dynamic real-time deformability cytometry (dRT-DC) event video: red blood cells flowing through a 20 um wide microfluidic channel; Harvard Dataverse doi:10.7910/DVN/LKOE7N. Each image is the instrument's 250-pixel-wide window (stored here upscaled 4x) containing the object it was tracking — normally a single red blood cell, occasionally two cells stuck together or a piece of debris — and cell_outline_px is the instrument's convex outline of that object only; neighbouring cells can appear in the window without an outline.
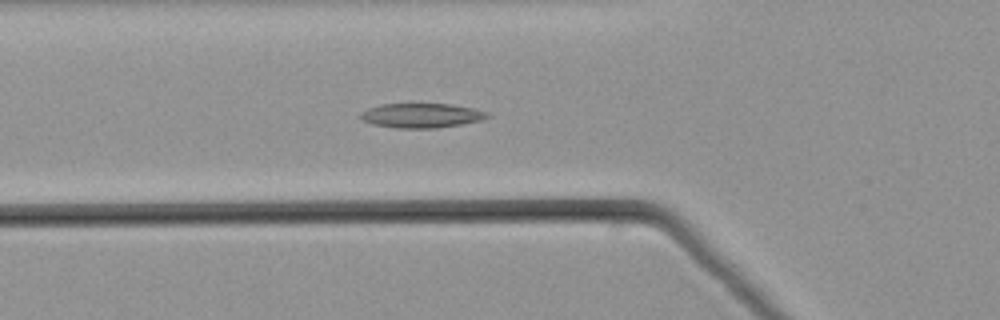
{"species": "common noctule bat (a hibernating species)", "species_latin": "Nyctalus noctula", "temperature_condition": "warm", "stored_images_in_passage": 52, "camera_frame_rate_fps": 3000, "um_per_image_px": 0.085, "animal": {"sex": "male", "body_mass_g": 21.5, "forearm_length_mm": 52.0}, "frame": {"image": 1, "passage_image": 19, "time_ms": 6.0, "image_size_px": [1000, 320], "cell_outline_px": [[488, 116], [480, 120], [460, 124], [436, 128], [396, 128], [372, 124], [360, 120], [356, 116], [360, 112], [368, 108], [380, 104], [452, 104], [472, 108], [488, 112]], "centroid_in_image_um": [35.72, 9.82], "position_along_channel_um": 90.1, "area_um2": 18.15}}
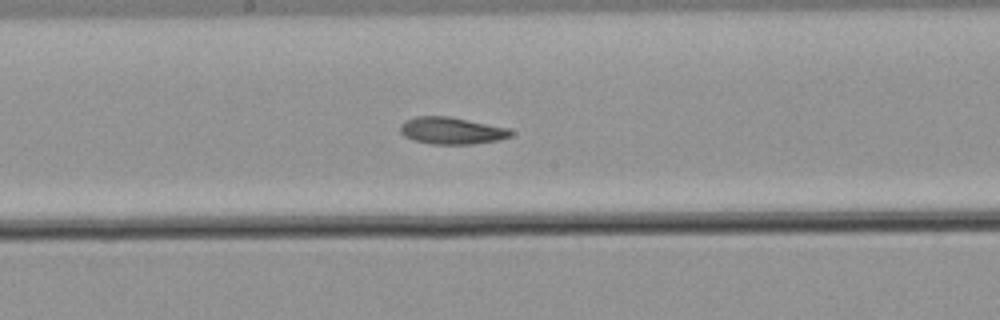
{"frame": {"image": 2, "passage_image": 28, "time_ms": 9.0, "image_size_px": [1000, 320], "cell_outline_px": [[512, 136], [496, 140], [472, 144], [432, 144], [412, 140], [404, 136], [400, 132], [400, 124], [404, 120], [416, 116], [448, 116], [508, 128], [512, 132]], "centroid_in_image_um": [38.32, 11.1], "position_along_channel_um": 209.9, "area_um2": 17.34}}
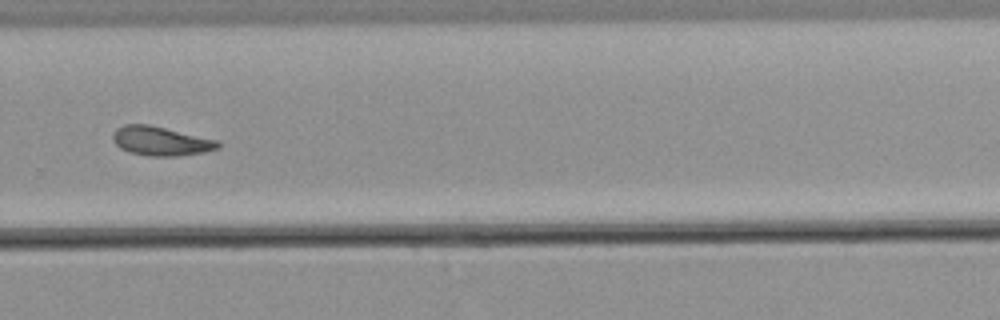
{"frame": {"image": 3, "passage_image": 36, "time_ms": 11.667, "image_size_px": [1000, 320], "cell_outline_px": [[220, 148], [204, 152], [176, 156], [148, 156], [128, 152], [120, 148], [112, 140], [112, 136], [116, 128], [124, 124], [148, 124], [216, 140], [220, 144]], "centroid_in_image_um": [13.62, 11.99], "position_along_channel_um": 316.2, "area_um2": 17.74}}